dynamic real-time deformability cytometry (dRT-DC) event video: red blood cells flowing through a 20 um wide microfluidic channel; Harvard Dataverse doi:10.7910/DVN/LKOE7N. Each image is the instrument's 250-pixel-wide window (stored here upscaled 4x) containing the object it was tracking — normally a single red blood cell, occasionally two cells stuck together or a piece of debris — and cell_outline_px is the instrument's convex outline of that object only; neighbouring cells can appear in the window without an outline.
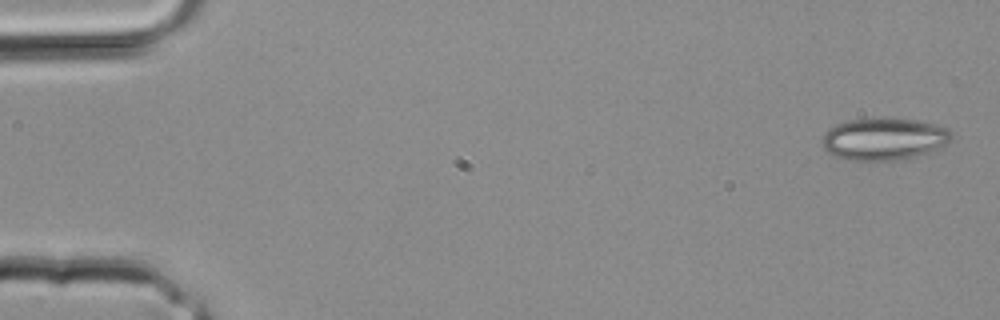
{"species": "common noctule bat (a hibernating species)", "species_latin": "Nyctalus noctula", "temperature_condition": "room temperature", "stored_images_in_passage": 4, "segment_of_instrument_passage": [1, 2], "camera_frame_rate_fps": 3000, "um_per_image_px": 0.085, "animal": {"sex": "male", "body_mass_g": 20.4}, "frame": {"image": 1, "passage_image": 1, "time_ms": 0.0, "image_size_px": [1000, 320], "cell_outline_px": [[952, 136], [948, 144], [940, 148], [928, 152], [896, 160], [848, 160], [836, 156], [824, 148], [824, 136], [828, 128], [836, 124], [848, 120], [884, 116], [916, 120], [936, 124], [948, 128], [952, 132]], "centroid_in_image_um": [75.18, 11.77], "position_along_channel_um": 9.8, "area_um2": 31.96}}